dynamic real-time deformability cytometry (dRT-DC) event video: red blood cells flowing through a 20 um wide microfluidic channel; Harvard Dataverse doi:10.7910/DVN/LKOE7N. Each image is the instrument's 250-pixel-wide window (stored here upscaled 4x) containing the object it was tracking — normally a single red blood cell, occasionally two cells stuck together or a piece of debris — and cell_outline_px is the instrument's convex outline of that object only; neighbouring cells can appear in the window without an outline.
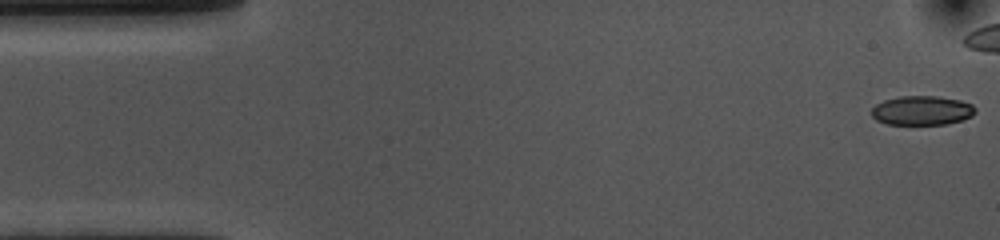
{"species": "common noctule bat (a hibernating species)", "species_latin": "Nyctalus noctula", "temperature_condition": "cold", "stored_images_in_passage": 42, "camera_frame_rate_fps": 3000, "um_per_image_px": 0.085, "animal": {"sex": "female", "body_mass_g": 10.0, "forearm_length_mm": 53.1}, "frame": {"image": 1, "passage_image": 1, "time_ms": 0.0, "image_size_px": [1000, 240], "cell_outline_px": [[976, 112], [972, 116], [948, 124], [888, 124], [876, 120], [872, 116], [872, 108], [876, 104], [884, 100], [900, 96], [936, 96], [960, 100], [972, 104], [976, 108]], "centroid_in_image_um": [78.37, 9.39], "position_along_channel_um": 6.6, "area_um2": 17.69}}
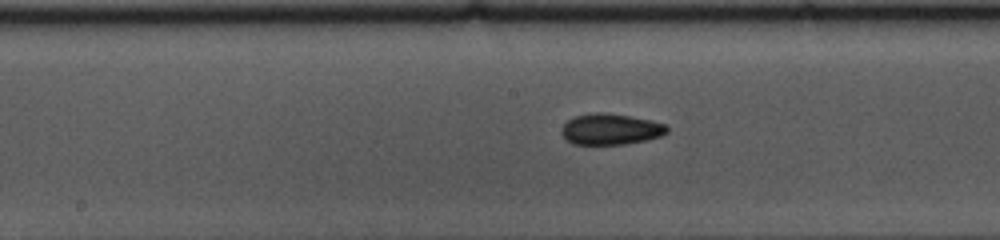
{"frame": {"image": 2, "passage_image": 26, "time_ms": 8.333, "image_size_px": [1000, 240], "cell_outline_px": [[668, 132], [660, 136], [648, 140], [624, 144], [572, 144], [560, 132], [560, 128], [568, 120], [576, 116], [592, 112], [604, 112], [652, 120], [668, 124]], "centroid_in_image_um": [51.92, 10.97], "position_along_channel_um": 196.3, "area_um2": 19.19}}
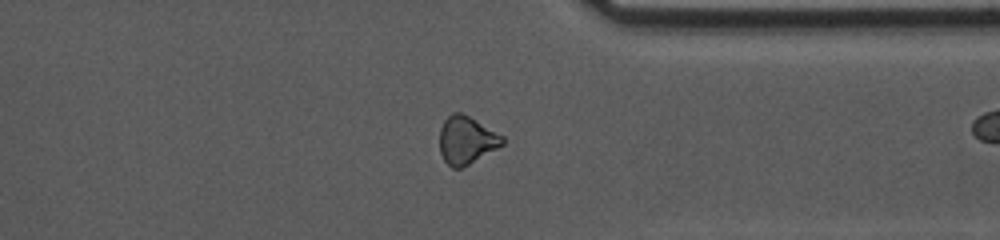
{"frame": {"image": 3, "passage_image": 41, "time_ms": 13.333, "image_size_px": [1000, 240], "cell_outline_px": [[504, 144], [464, 168], [452, 168], [444, 160], [440, 152], [440, 128], [444, 120], [452, 112], [460, 112], [468, 116], [504, 136]], "centroid_in_image_um": [39.64, 11.93], "position_along_channel_um": 371.8, "area_um2": 17.51}}